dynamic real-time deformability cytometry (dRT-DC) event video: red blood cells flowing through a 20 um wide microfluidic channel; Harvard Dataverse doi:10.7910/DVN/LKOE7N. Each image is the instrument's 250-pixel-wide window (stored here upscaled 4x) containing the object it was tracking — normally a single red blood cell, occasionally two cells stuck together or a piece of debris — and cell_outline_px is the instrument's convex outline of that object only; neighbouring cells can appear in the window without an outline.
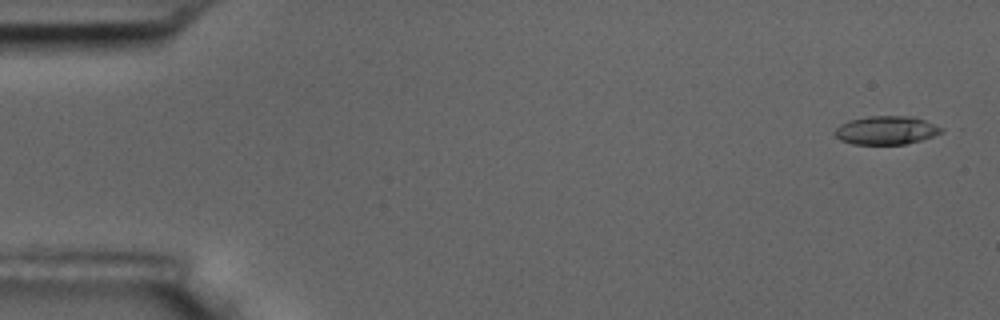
{"species": "common noctule bat (a hibernating species)", "species_latin": "Nyctalus noctula", "temperature_condition": "room temperature", "stored_images_in_passage": 5, "camera_frame_rate_fps": 3000, "um_per_image_px": 0.085, "animal": {"sex": "male", "body_mass_g": 17.5, "forearm_length_mm": 52.3}, "frame": {"image": 1, "passage_image": 1, "time_ms": 0.0, "image_size_px": [1000, 320], "cell_outline_px": [[944, 128], [940, 132], [932, 136], [920, 140], [904, 144], [852, 144], [840, 140], [832, 132], [840, 124], [848, 120], [868, 116], [912, 116], [924, 120]], "centroid_in_image_um": [75.27, 11.06], "position_along_channel_um": 9.7, "area_um2": 17.63}}
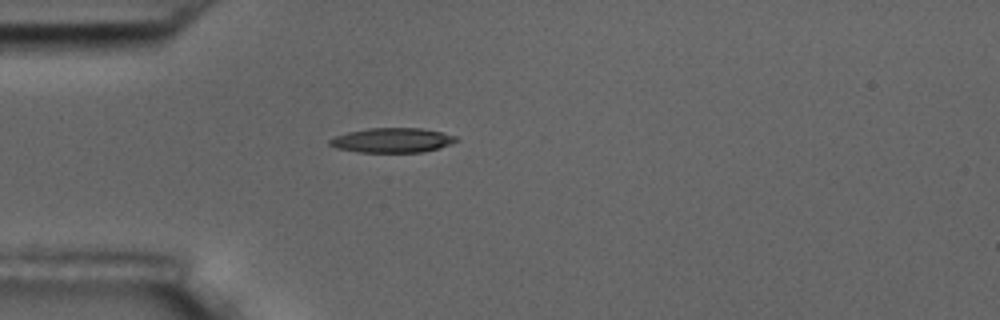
{"frame": {"image": 2, "passage_image": 5, "time_ms": 4.667, "image_size_px": [1000, 320], "cell_outline_px": [[460, 140], [452, 144], [440, 148], [420, 152], [356, 152], [336, 148], [328, 144], [328, 140], [336, 136], [348, 132], [368, 128], [420, 128], [440, 132], [456, 136]], "centroid_in_image_um": [33.34, 11.92], "position_along_channel_um": 51.7, "area_um2": 18.21}}